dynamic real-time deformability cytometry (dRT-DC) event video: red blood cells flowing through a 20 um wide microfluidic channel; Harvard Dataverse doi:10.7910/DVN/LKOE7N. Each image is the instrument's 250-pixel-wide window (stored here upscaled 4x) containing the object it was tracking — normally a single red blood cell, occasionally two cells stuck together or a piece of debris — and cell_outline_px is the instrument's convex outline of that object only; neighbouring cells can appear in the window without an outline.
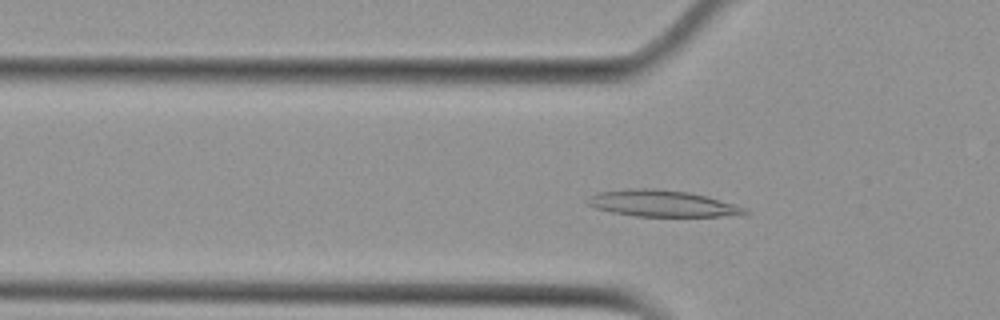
{"species": "Egyptian fruit bat (a non-hibernating species)", "species_latin": "Rousettus aegyptiacus", "temperature_condition": "cold", "stored_images_in_passage": 53, "camera_frame_rate_fps": 3000, "um_per_image_px": 0.085, "animal": {"sex": "female"}, "frame": {"image": 1, "passage_image": 16, "time_ms": 5.0, "image_size_px": [1000, 320], "cell_outline_px": [[748, 212], [720, 216], [636, 216], [612, 212], [596, 208], [588, 204], [584, 200], [588, 196], [596, 192], [628, 188], [656, 188], [688, 192], [708, 196], [744, 208]], "centroid_in_image_um": [56.15, 17.27], "position_along_channel_um": 69.7, "area_um2": 24.04}}
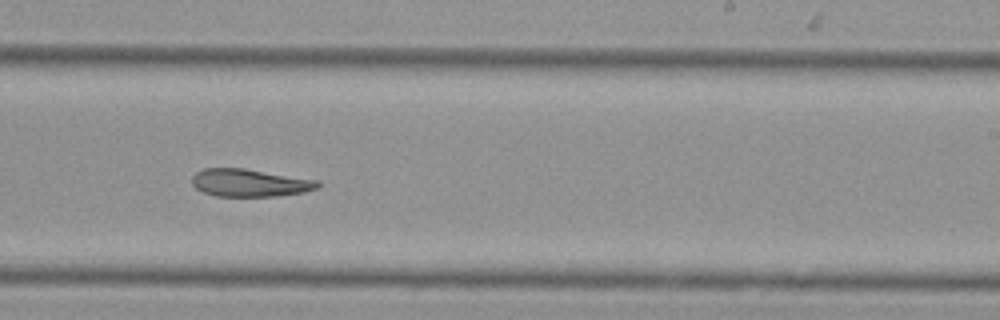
{"frame": {"image": 2, "passage_image": 32, "time_ms": 10.333, "image_size_px": [1000, 320], "cell_outline_px": [[320, 188], [304, 192], [276, 196], [216, 196], [204, 192], [196, 188], [192, 184], [192, 176], [196, 172], [204, 168], [244, 168], [320, 180]], "centroid_in_image_um": [21.26, 15.53], "position_along_channel_um": 267.7, "area_um2": 20.4}}
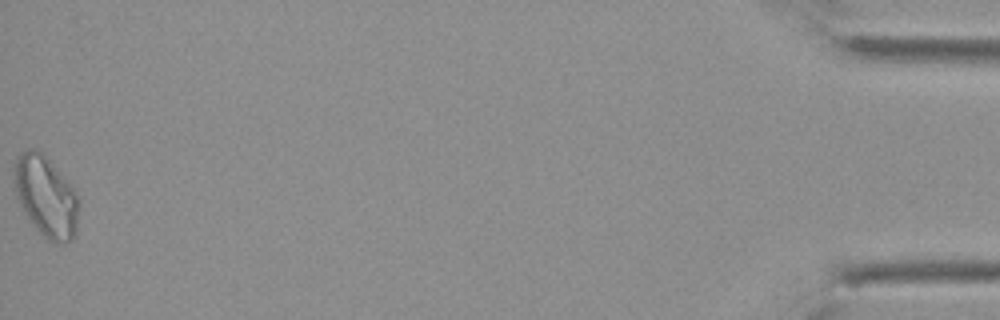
{"frame": {"image": 3, "passage_image": 53, "time_ms": 17.333, "image_size_px": [1000, 320], "cell_outline_px": [[80, 204], [76, 236], [72, 240], [64, 244], [56, 244], [48, 240], [36, 228], [20, 204], [16, 196], [16, 156], [20, 152], [28, 148], [36, 148], [60, 172], [76, 192], [80, 200]], "centroid_in_image_um": [3.97, 16.74], "position_along_channel_um": 431.2, "area_um2": 30.23}, "authors_computed_cell_mechanics": {"area_um2": 23.12, "velocity_mm_per_s": 3.7399, "shape_relaxation_time_tau1_ms": null, "shape_relaxation_time_tau2_ms": 4.0802, "deformation_change_tau1": null, "deformation_change_tau2": 0.1172}}